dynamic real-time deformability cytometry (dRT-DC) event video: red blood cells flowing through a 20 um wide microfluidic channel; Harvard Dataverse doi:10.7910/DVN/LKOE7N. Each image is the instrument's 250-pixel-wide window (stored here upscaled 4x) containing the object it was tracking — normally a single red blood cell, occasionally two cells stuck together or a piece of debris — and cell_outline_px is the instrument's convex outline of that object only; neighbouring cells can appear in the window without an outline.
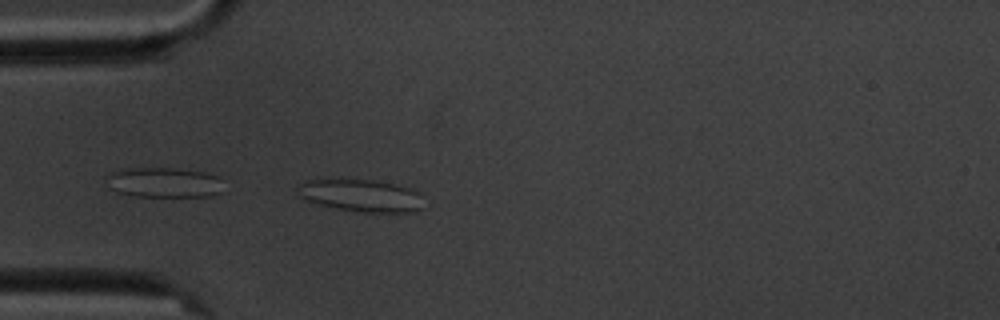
{"species": "common noctule bat (a hibernating species)", "species_latin": "Nyctalus noctula", "temperature_condition": "cold", "stored_images_in_passage": 4, "camera_frame_rate_fps": 3000, "um_per_image_px": 0.085, "animal": {"sex": "male", "body_mass_g": 20.1, "forearm_length_mm": 53.5}, "frame": {"image": 1, "passage_image": 4, "time_ms": 3.333, "image_size_px": [1000, 320], "cell_outline_px": [[420, 208], [416, 212], [364, 212], [336, 208], [304, 200], [300, 196], [300, 184], [308, 180], [372, 180], [396, 184], [420, 192]], "centroid_in_image_um": [30.72, 16.63], "position_along_channel_um": 54.3, "area_um2": 23.18}}